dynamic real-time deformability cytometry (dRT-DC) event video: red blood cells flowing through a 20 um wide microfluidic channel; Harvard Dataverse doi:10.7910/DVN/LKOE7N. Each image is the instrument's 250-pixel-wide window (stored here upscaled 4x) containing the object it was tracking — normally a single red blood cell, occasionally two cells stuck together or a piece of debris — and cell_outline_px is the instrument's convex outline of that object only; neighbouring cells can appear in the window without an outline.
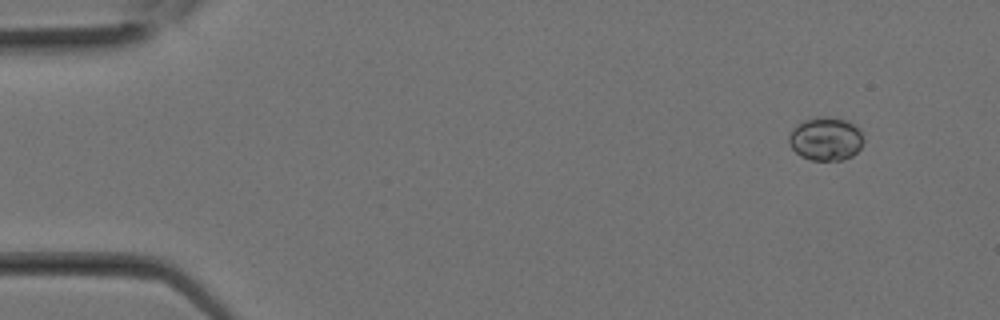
{"species": "Egyptian fruit bat (a non-hibernating species)", "species_latin": "Rousettus aegyptiacus", "temperature_condition": "room temperature", "stored_images_in_passage": 7, "camera_frame_rate_fps": 3000, "um_per_image_px": 0.085, "animal": {"sex": "female"}, "frame": {"image": 1, "passage_image": 1, "time_ms": 0.0, "image_size_px": [1000, 320], "cell_outline_px": [[864, 140], [860, 148], [852, 156], [840, 160], [812, 160], [800, 156], [792, 148], [788, 140], [788, 136], [792, 128], [804, 120], [816, 116], [828, 116], [848, 120], [860, 132]], "centroid_in_image_um": [70.16, 11.79], "position_along_channel_um": 14.8, "area_um2": 18.9}}
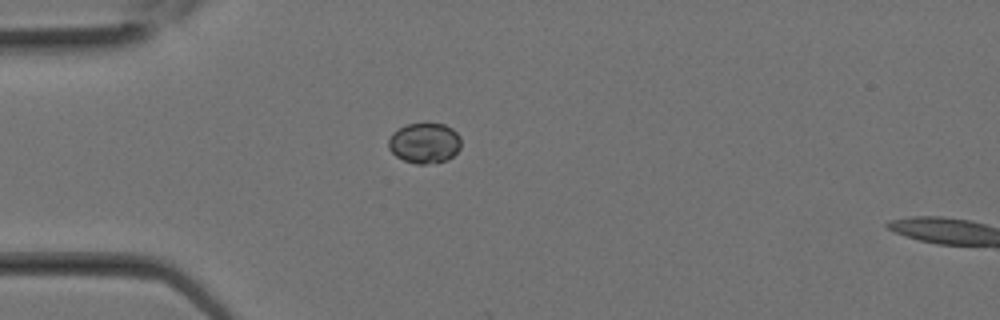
{"frame": {"image": 2, "passage_image": 6, "time_ms": 1.667, "image_size_px": [1000, 320], "cell_outline_px": [[460, 148], [448, 160], [424, 164], [416, 164], [404, 160], [396, 156], [388, 148], [388, 140], [392, 132], [408, 124], [444, 124], [452, 128], [460, 136]], "centroid_in_image_um": [36.08, 12.16], "position_along_channel_um": 48.9, "area_um2": 16.99}}